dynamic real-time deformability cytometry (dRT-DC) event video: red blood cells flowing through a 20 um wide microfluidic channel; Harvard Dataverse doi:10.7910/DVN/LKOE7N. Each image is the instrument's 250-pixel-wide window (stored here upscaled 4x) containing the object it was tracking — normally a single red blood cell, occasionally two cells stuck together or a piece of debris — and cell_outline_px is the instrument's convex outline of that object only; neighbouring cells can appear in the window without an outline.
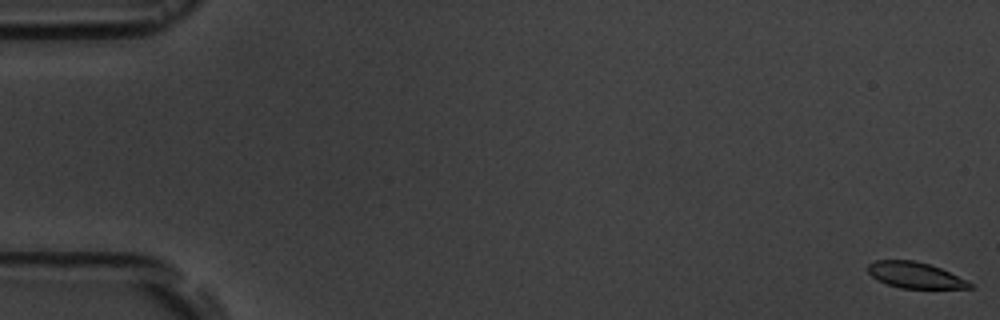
{"species": "common noctule bat (a hibernating species)", "species_latin": "Nyctalus noctula", "temperature_condition": "room temperature", "stored_images_in_passage": 7, "camera_frame_rate_fps": 3000, "um_per_image_px": 0.085, "animal": {"sex": "male", "body_mass_g": 19.5, "forearm_length_mm": 54.6}, "frame": {"image": 1, "passage_image": 1, "time_ms": 0.0, "image_size_px": [1000, 320], "cell_outline_px": [[976, 288], [900, 288], [876, 280], [868, 272], [868, 264], [876, 260], [916, 260], [940, 268], [968, 280]], "centroid_in_image_um": [77.79, 23.39], "position_along_channel_um": 7.2, "area_um2": 15.43}}
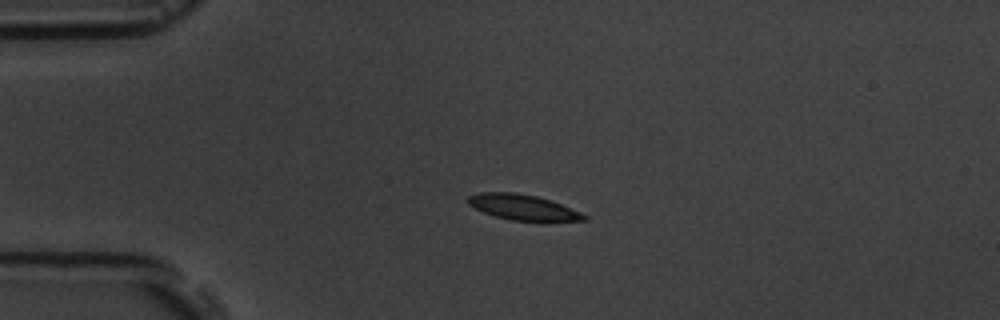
{"frame": {"image": 2, "passage_image": 5, "time_ms": 4.333, "image_size_px": [1000, 320], "cell_outline_px": [[588, 220], [512, 220], [496, 216], [484, 212], [468, 204], [468, 196], [480, 192], [512, 192], [536, 196], [560, 204], [580, 212], [588, 216]], "centroid_in_image_um": [44.41, 17.6], "position_along_channel_um": 40.6, "area_um2": 16.65}}
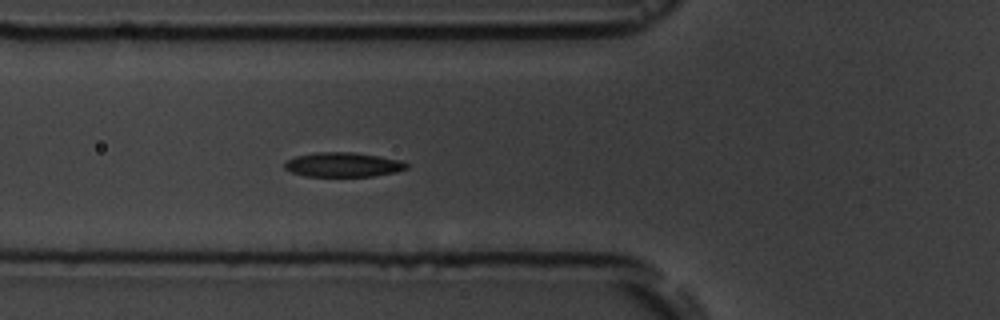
{"frame": {"image": 3, "passage_image": 7, "time_ms": 6.667, "image_size_px": [1000, 320], "cell_outline_px": [[408, 168], [396, 172], [372, 176], [304, 176], [292, 172], [284, 168], [284, 160], [296, 156], [316, 152], [356, 152], [380, 156], [400, 160], [408, 164]], "centroid_in_image_um": [29.14, 13.99], "position_along_channel_um": 96.7, "area_um2": 17.51}}